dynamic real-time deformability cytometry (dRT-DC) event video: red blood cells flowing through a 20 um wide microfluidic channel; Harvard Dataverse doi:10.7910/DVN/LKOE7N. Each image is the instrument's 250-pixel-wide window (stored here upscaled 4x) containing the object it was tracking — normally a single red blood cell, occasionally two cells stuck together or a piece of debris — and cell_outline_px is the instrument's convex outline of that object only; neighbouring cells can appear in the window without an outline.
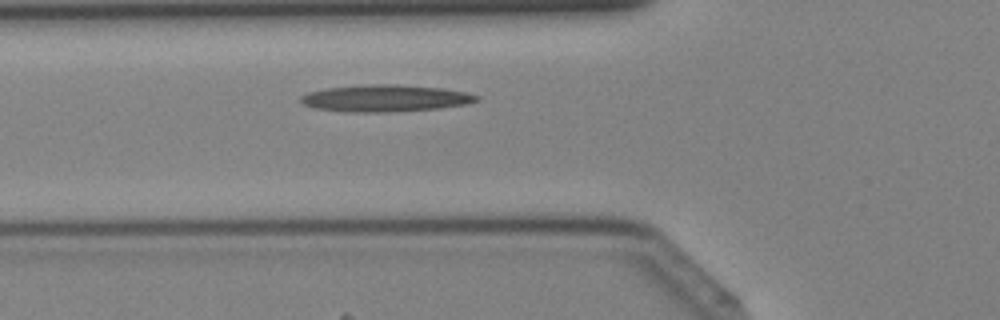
{"species": "Egyptian fruit bat (a non-hibernating species)", "species_latin": "Rousettus aegyptiacus", "temperature_condition": "cold", "stored_images_in_passage": 36, "camera_frame_rate_fps": 3000, "um_per_image_px": 0.085, "animal": {"sex": "female"}, "frame": {"image": 1, "passage_image": 9, "time_ms": 2.667, "image_size_px": [1000, 320], "cell_outline_px": [[480, 100], [468, 104], [440, 108], [388, 112], [348, 112], [316, 108], [304, 104], [296, 100], [300, 96], [308, 92], [324, 88], [364, 84], [396, 84], [444, 88], [468, 92], [480, 96]], "centroid_in_image_um": [32.76, 8.34], "position_along_channel_um": 93.0, "area_um2": 27.98}}
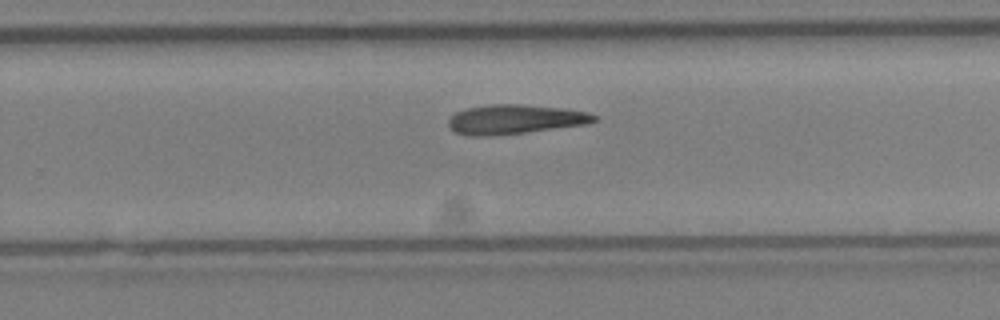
{"frame": {"image": 2, "passage_image": 21, "time_ms": 6.667, "image_size_px": [1000, 320], "cell_outline_px": [[600, 120], [588, 124], [524, 132], [488, 136], [468, 136], [456, 132], [448, 128], [448, 120], [456, 112], [468, 108], [492, 104], [524, 104], [564, 108], [588, 112], [596, 116]], "centroid_in_image_um": [43.79, 10.14], "position_along_channel_um": 286.0, "area_um2": 25.03}}
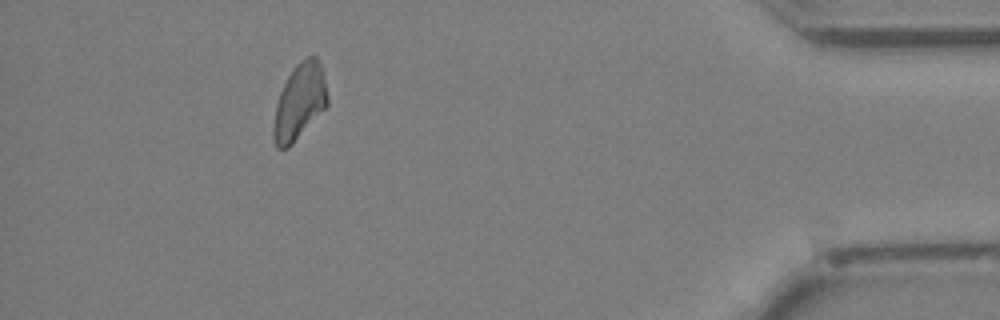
{"frame": {"image": 3, "passage_image": 32, "time_ms": 10.333, "image_size_px": [1000, 320], "cell_outline_px": [[328, 104], [292, 144], [288, 148], [276, 148], [272, 136], [272, 128], [276, 104], [280, 92], [292, 68], [300, 60], [308, 56], [316, 56], [324, 72], [328, 96]], "centroid_in_image_um": [25.45, 8.63], "position_along_channel_um": 409.8, "area_um2": 23.87}}